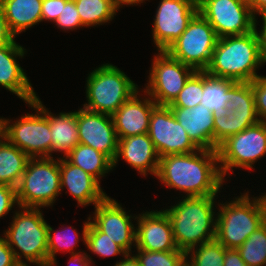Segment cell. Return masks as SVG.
Here are the masks:
<instances>
[{"label":"cell","instance_id":"1","mask_svg":"<svg viewBox=\"0 0 266 266\" xmlns=\"http://www.w3.org/2000/svg\"><path fill=\"white\" fill-rule=\"evenodd\" d=\"M218 164L217 150L170 154L160 158L156 177L187 197L216 195L225 180Z\"/></svg>","mask_w":266,"mask_h":266},{"label":"cell","instance_id":"2","mask_svg":"<svg viewBox=\"0 0 266 266\" xmlns=\"http://www.w3.org/2000/svg\"><path fill=\"white\" fill-rule=\"evenodd\" d=\"M265 65L260 38L252 32L218 38L211 62L205 72L216 78L235 82H252L257 69Z\"/></svg>","mask_w":266,"mask_h":266},{"label":"cell","instance_id":"3","mask_svg":"<svg viewBox=\"0 0 266 266\" xmlns=\"http://www.w3.org/2000/svg\"><path fill=\"white\" fill-rule=\"evenodd\" d=\"M218 195L185 196L164 210L169 216L177 248L185 253L193 247L215 240L217 217L214 200Z\"/></svg>","mask_w":266,"mask_h":266},{"label":"cell","instance_id":"4","mask_svg":"<svg viewBox=\"0 0 266 266\" xmlns=\"http://www.w3.org/2000/svg\"><path fill=\"white\" fill-rule=\"evenodd\" d=\"M219 206L215 239L225 248L237 249L266 222V193L251 199L246 192Z\"/></svg>","mask_w":266,"mask_h":266},{"label":"cell","instance_id":"5","mask_svg":"<svg viewBox=\"0 0 266 266\" xmlns=\"http://www.w3.org/2000/svg\"><path fill=\"white\" fill-rule=\"evenodd\" d=\"M19 209L21 211L15 212L13 222L4 232L8 246L21 266H28L27 262L48 266V224L41 209L23 207ZM22 255L27 262L22 260Z\"/></svg>","mask_w":266,"mask_h":266},{"label":"cell","instance_id":"6","mask_svg":"<svg viewBox=\"0 0 266 266\" xmlns=\"http://www.w3.org/2000/svg\"><path fill=\"white\" fill-rule=\"evenodd\" d=\"M86 82L88 102L83 108L110 116L138 91V85L125 72L108 63L92 70Z\"/></svg>","mask_w":266,"mask_h":266},{"label":"cell","instance_id":"7","mask_svg":"<svg viewBox=\"0 0 266 266\" xmlns=\"http://www.w3.org/2000/svg\"><path fill=\"white\" fill-rule=\"evenodd\" d=\"M16 193L19 207L52 206L61 193L60 158H30Z\"/></svg>","mask_w":266,"mask_h":266},{"label":"cell","instance_id":"8","mask_svg":"<svg viewBox=\"0 0 266 266\" xmlns=\"http://www.w3.org/2000/svg\"><path fill=\"white\" fill-rule=\"evenodd\" d=\"M217 41L214 28L198 11L166 51L196 71H205L211 62Z\"/></svg>","mask_w":266,"mask_h":266},{"label":"cell","instance_id":"9","mask_svg":"<svg viewBox=\"0 0 266 266\" xmlns=\"http://www.w3.org/2000/svg\"><path fill=\"white\" fill-rule=\"evenodd\" d=\"M28 105L36 110L34 115L27 113L12 124L1 117L3 136L30 158L53 157L49 119L34 101Z\"/></svg>","mask_w":266,"mask_h":266},{"label":"cell","instance_id":"10","mask_svg":"<svg viewBox=\"0 0 266 266\" xmlns=\"http://www.w3.org/2000/svg\"><path fill=\"white\" fill-rule=\"evenodd\" d=\"M223 178L234 167L253 169L254 163L266 155V121H258L228 137L217 148Z\"/></svg>","mask_w":266,"mask_h":266},{"label":"cell","instance_id":"11","mask_svg":"<svg viewBox=\"0 0 266 266\" xmlns=\"http://www.w3.org/2000/svg\"><path fill=\"white\" fill-rule=\"evenodd\" d=\"M151 66L144 93L157 105L169 106L196 72L192 67L173 58L167 51H158Z\"/></svg>","mask_w":266,"mask_h":266},{"label":"cell","instance_id":"12","mask_svg":"<svg viewBox=\"0 0 266 266\" xmlns=\"http://www.w3.org/2000/svg\"><path fill=\"white\" fill-rule=\"evenodd\" d=\"M199 13L212 25L218 38L242 35L258 22L247 0H197Z\"/></svg>","mask_w":266,"mask_h":266},{"label":"cell","instance_id":"13","mask_svg":"<svg viewBox=\"0 0 266 266\" xmlns=\"http://www.w3.org/2000/svg\"><path fill=\"white\" fill-rule=\"evenodd\" d=\"M148 135L160 158L170 154L193 153L199 150L174 117L170 106L156 105L153 108Z\"/></svg>","mask_w":266,"mask_h":266},{"label":"cell","instance_id":"14","mask_svg":"<svg viewBox=\"0 0 266 266\" xmlns=\"http://www.w3.org/2000/svg\"><path fill=\"white\" fill-rule=\"evenodd\" d=\"M197 12V0H160L152 30L157 50L166 51Z\"/></svg>","mask_w":266,"mask_h":266},{"label":"cell","instance_id":"15","mask_svg":"<svg viewBox=\"0 0 266 266\" xmlns=\"http://www.w3.org/2000/svg\"><path fill=\"white\" fill-rule=\"evenodd\" d=\"M79 143L93 147L112 162L118 151V137L112 116L80 108L77 111Z\"/></svg>","mask_w":266,"mask_h":266},{"label":"cell","instance_id":"16","mask_svg":"<svg viewBox=\"0 0 266 266\" xmlns=\"http://www.w3.org/2000/svg\"><path fill=\"white\" fill-rule=\"evenodd\" d=\"M92 223L117 245L131 254V246H135L136 229L131 218L137 219V215L131 216L114 199L107 196L102 202L95 205Z\"/></svg>","mask_w":266,"mask_h":266},{"label":"cell","instance_id":"17","mask_svg":"<svg viewBox=\"0 0 266 266\" xmlns=\"http://www.w3.org/2000/svg\"><path fill=\"white\" fill-rule=\"evenodd\" d=\"M135 248L146 251H182L177 248L173 228L164 209L137 216Z\"/></svg>","mask_w":266,"mask_h":266},{"label":"cell","instance_id":"18","mask_svg":"<svg viewBox=\"0 0 266 266\" xmlns=\"http://www.w3.org/2000/svg\"><path fill=\"white\" fill-rule=\"evenodd\" d=\"M25 50L14 40L9 44L0 45V85L28 104L37 94L19 61H16L17 57H24Z\"/></svg>","mask_w":266,"mask_h":266},{"label":"cell","instance_id":"19","mask_svg":"<svg viewBox=\"0 0 266 266\" xmlns=\"http://www.w3.org/2000/svg\"><path fill=\"white\" fill-rule=\"evenodd\" d=\"M138 92L112 115L118 139L148 133L151 113L157 104L150 97L141 99Z\"/></svg>","mask_w":266,"mask_h":266},{"label":"cell","instance_id":"20","mask_svg":"<svg viewBox=\"0 0 266 266\" xmlns=\"http://www.w3.org/2000/svg\"><path fill=\"white\" fill-rule=\"evenodd\" d=\"M61 191L67 188L78 202V206L102 202L107 194L100 187V181L89 173L70 163L65 157H60ZM63 189V190H62Z\"/></svg>","mask_w":266,"mask_h":266},{"label":"cell","instance_id":"21","mask_svg":"<svg viewBox=\"0 0 266 266\" xmlns=\"http://www.w3.org/2000/svg\"><path fill=\"white\" fill-rule=\"evenodd\" d=\"M121 157L142 176L157 175L160 157L148 133L120 138L113 168Z\"/></svg>","mask_w":266,"mask_h":266},{"label":"cell","instance_id":"22","mask_svg":"<svg viewBox=\"0 0 266 266\" xmlns=\"http://www.w3.org/2000/svg\"><path fill=\"white\" fill-rule=\"evenodd\" d=\"M170 108L176 120L199 149L213 150L214 113L210 109L203 104L192 108Z\"/></svg>","mask_w":266,"mask_h":266},{"label":"cell","instance_id":"23","mask_svg":"<svg viewBox=\"0 0 266 266\" xmlns=\"http://www.w3.org/2000/svg\"><path fill=\"white\" fill-rule=\"evenodd\" d=\"M33 101L45 112V116L49 119L52 153L61 152L65 157L79 144L77 111L61 112L55 116L44 107L38 96Z\"/></svg>","mask_w":266,"mask_h":266},{"label":"cell","instance_id":"24","mask_svg":"<svg viewBox=\"0 0 266 266\" xmlns=\"http://www.w3.org/2000/svg\"><path fill=\"white\" fill-rule=\"evenodd\" d=\"M42 1L0 0V8L6 24L14 37L42 21Z\"/></svg>","mask_w":266,"mask_h":266},{"label":"cell","instance_id":"25","mask_svg":"<svg viewBox=\"0 0 266 266\" xmlns=\"http://www.w3.org/2000/svg\"><path fill=\"white\" fill-rule=\"evenodd\" d=\"M30 157L4 136L0 139V184L17 187Z\"/></svg>","mask_w":266,"mask_h":266},{"label":"cell","instance_id":"26","mask_svg":"<svg viewBox=\"0 0 266 266\" xmlns=\"http://www.w3.org/2000/svg\"><path fill=\"white\" fill-rule=\"evenodd\" d=\"M259 120L257 113H241L225 111L214 114L213 150L228 137L235 135L256 124Z\"/></svg>","mask_w":266,"mask_h":266},{"label":"cell","instance_id":"27","mask_svg":"<svg viewBox=\"0 0 266 266\" xmlns=\"http://www.w3.org/2000/svg\"><path fill=\"white\" fill-rule=\"evenodd\" d=\"M65 158L98 181L113 169V162L105 154L85 144H77Z\"/></svg>","mask_w":266,"mask_h":266},{"label":"cell","instance_id":"28","mask_svg":"<svg viewBox=\"0 0 266 266\" xmlns=\"http://www.w3.org/2000/svg\"><path fill=\"white\" fill-rule=\"evenodd\" d=\"M74 2L84 27L112 21L119 9L115 0H74Z\"/></svg>","mask_w":266,"mask_h":266},{"label":"cell","instance_id":"29","mask_svg":"<svg viewBox=\"0 0 266 266\" xmlns=\"http://www.w3.org/2000/svg\"><path fill=\"white\" fill-rule=\"evenodd\" d=\"M235 81L216 78L203 71V95L201 104L210 109L214 114L226 111L229 97V88Z\"/></svg>","mask_w":266,"mask_h":266},{"label":"cell","instance_id":"30","mask_svg":"<svg viewBox=\"0 0 266 266\" xmlns=\"http://www.w3.org/2000/svg\"><path fill=\"white\" fill-rule=\"evenodd\" d=\"M91 218L90 216L88 217L82 231V240L89 251L99 255V257L117 256L121 254L124 258L128 253L110 238L106 237V234L101 232L90 221Z\"/></svg>","mask_w":266,"mask_h":266},{"label":"cell","instance_id":"31","mask_svg":"<svg viewBox=\"0 0 266 266\" xmlns=\"http://www.w3.org/2000/svg\"><path fill=\"white\" fill-rule=\"evenodd\" d=\"M248 266H266V222L237 248Z\"/></svg>","mask_w":266,"mask_h":266},{"label":"cell","instance_id":"32","mask_svg":"<svg viewBox=\"0 0 266 266\" xmlns=\"http://www.w3.org/2000/svg\"><path fill=\"white\" fill-rule=\"evenodd\" d=\"M224 256L225 247L215 239L186 252V262L189 266H223Z\"/></svg>","mask_w":266,"mask_h":266},{"label":"cell","instance_id":"33","mask_svg":"<svg viewBox=\"0 0 266 266\" xmlns=\"http://www.w3.org/2000/svg\"><path fill=\"white\" fill-rule=\"evenodd\" d=\"M72 234L69 233V231ZM53 233V234H52ZM78 232L73 227H65L61 229V231H55L49 224H48V235H47V243H48V266L57 265L56 260V253L59 251L70 252L71 254L75 253L73 249L74 246L79 241Z\"/></svg>","mask_w":266,"mask_h":266},{"label":"cell","instance_id":"34","mask_svg":"<svg viewBox=\"0 0 266 266\" xmlns=\"http://www.w3.org/2000/svg\"><path fill=\"white\" fill-rule=\"evenodd\" d=\"M226 111L257 113L252 91V82H235L229 88Z\"/></svg>","mask_w":266,"mask_h":266},{"label":"cell","instance_id":"35","mask_svg":"<svg viewBox=\"0 0 266 266\" xmlns=\"http://www.w3.org/2000/svg\"><path fill=\"white\" fill-rule=\"evenodd\" d=\"M134 254L140 266H181L186 261L184 251H146L137 249Z\"/></svg>","mask_w":266,"mask_h":266},{"label":"cell","instance_id":"36","mask_svg":"<svg viewBox=\"0 0 266 266\" xmlns=\"http://www.w3.org/2000/svg\"><path fill=\"white\" fill-rule=\"evenodd\" d=\"M203 95V71H196L186 82L170 107L192 108L201 104Z\"/></svg>","mask_w":266,"mask_h":266},{"label":"cell","instance_id":"37","mask_svg":"<svg viewBox=\"0 0 266 266\" xmlns=\"http://www.w3.org/2000/svg\"><path fill=\"white\" fill-rule=\"evenodd\" d=\"M55 23L58 28H61L65 31L84 27L76 9L74 0L66 1L61 14L59 15Z\"/></svg>","mask_w":266,"mask_h":266},{"label":"cell","instance_id":"38","mask_svg":"<svg viewBox=\"0 0 266 266\" xmlns=\"http://www.w3.org/2000/svg\"><path fill=\"white\" fill-rule=\"evenodd\" d=\"M256 112L260 121H266V76L259 75L252 81Z\"/></svg>","mask_w":266,"mask_h":266},{"label":"cell","instance_id":"39","mask_svg":"<svg viewBox=\"0 0 266 266\" xmlns=\"http://www.w3.org/2000/svg\"><path fill=\"white\" fill-rule=\"evenodd\" d=\"M18 204L16 188L0 184V218L9 213Z\"/></svg>","mask_w":266,"mask_h":266},{"label":"cell","instance_id":"40","mask_svg":"<svg viewBox=\"0 0 266 266\" xmlns=\"http://www.w3.org/2000/svg\"><path fill=\"white\" fill-rule=\"evenodd\" d=\"M67 0H43L41 6L42 21L57 20Z\"/></svg>","mask_w":266,"mask_h":266},{"label":"cell","instance_id":"41","mask_svg":"<svg viewBox=\"0 0 266 266\" xmlns=\"http://www.w3.org/2000/svg\"><path fill=\"white\" fill-rule=\"evenodd\" d=\"M0 266H21L17 262L14 252L8 246L5 236L0 237Z\"/></svg>","mask_w":266,"mask_h":266},{"label":"cell","instance_id":"42","mask_svg":"<svg viewBox=\"0 0 266 266\" xmlns=\"http://www.w3.org/2000/svg\"><path fill=\"white\" fill-rule=\"evenodd\" d=\"M223 266H248L237 249L225 248L224 264Z\"/></svg>","mask_w":266,"mask_h":266},{"label":"cell","instance_id":"43","mask_svg":"<svg viewBox=\"0 0 266 266\" xmlns=\"http://www.w3.org/2000/svg\"><path fill=\"white\" fill-rule=\"evenodd\" d=\"M15 37L10 33L3 12L0 8V45L11 43Z\"/></svg>","mask_w":266,"mask_h":266},{"label":"cell","instance_id":"44","mask_svg":"<svg viewBox=\"0 0 266 266\" xmlns=\"http://www.w3.org/2000/svg\"><path fill=\"white\" fill-rule=\"evenodd\" d=\"M69 261V266H91L92 263V257L90 255H87L85 252L79 251L78 253L75 252L71 254Z\"/></svg>","mask_w":266,"mask_h":266},{"label":"cell","instance_id":"45","mask_svg":"<svg viewBox=\"0 0 266 266\" xmlns=\"http://www.w3.org/2000/svg\"><path fill=\"white\" fill-rule=\"evenodd\" d=\"M247 2L255 16L266 12V0H247Z\"/></svg>","mask_w":266,"mask_h":266},{"label":"cell","instance_id":"46","mask_svg":"<svg viewBox=\"0 0 266 266\" xmlns=\"http://www.w3.org/2000/svg\"><path fill=\"white\" fill-rule=\"evenodd\" d=\"M263 20V26L262 30L258 32L259 38H260V43H261V48L263 52V57L266 63V12L260 14Z\"/></svg>","mask_w":266,"mask_h":266},{"label":"cell","instance_id":"47","mask_svg":"<svg viewBox=\"0 0 266 266\" xmlns=\"http://www.w3.org/2000/svg\"><path fill=\"white\" fill-rule=\"evenodd\" d=\"M114 266H140V264L134 255L127 254L121 262L117 261Z\"/></svg>","mask_w":266,"mask_h":266},{"label":"cell","instance_id":"48","mask_svg":"<svg viewBox=\"0 0 266 266\" xmlns=\"http://www.w3.org/2000/svg\"><path fill=\"white\" fill-rule=\"evenodd\" d=\"M143 1L145 2V0H115L116 5L118 6V8L120 9V7H122L121 5H138L140 3H143Z\"/></svg>","mask_w":266,"mask_h":266},{"label":"cell","instance_id":"49","mask_svg":"<svg viewBox=\"0 0 266 266\" xmlns=\"http://www.w3.org/2000/svg\"><path fill=\"white\" fill-rule=\"evenodd\" d=\"M3 136V122L2 119L0 118V139Z\"/></svg>","mask_w":266,"mask_h":266},{"label":"cell","instance_id":"50","mask_svg":"<svg viewBox=\"0 0 266 266\" xmlns=\"http://www.w3.org/2000/svg\"><path fill=\"white\" fill-rule=\"evenodd\" d=\"M181 266H189V264L185 261Z\"/></svg>","mask_w":266,"mask_h":266}]
</instances>
